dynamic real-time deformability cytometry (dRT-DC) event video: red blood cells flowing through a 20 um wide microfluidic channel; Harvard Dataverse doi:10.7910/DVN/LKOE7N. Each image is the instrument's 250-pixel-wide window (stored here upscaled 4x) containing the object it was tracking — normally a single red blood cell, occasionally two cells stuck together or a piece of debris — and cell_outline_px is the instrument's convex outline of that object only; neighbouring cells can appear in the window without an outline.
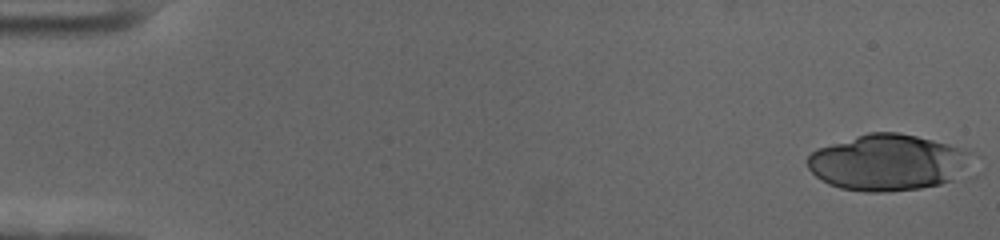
{"species": "human", "species_latin": "Homo sapiens", "temperature_condition": "cold", "stored_images_in_passage": 25, "camera_frame_rate_fps": 3000, "um_per_image_px": 0.085, "donor": {"sex": "female"}, "frame": {"image": 1, "passage_image": 1, "time_ms": 0.0, "image_size_px": [1000, 240], "cell_outline_px": [[972, 152], [952, 180], [940, 184], [920, 188], [884, 192], [864, 192], [840, 188], [828, 184], [816, 176], [808, 168], [808, 156], [816, 148], [868, 132], [896, 132], [916, 136], [948, 144]], "centroid_in_image_um": [75.35, 13.81], "position_along_channel_um": 9.7, "area_um2": 52.94}}
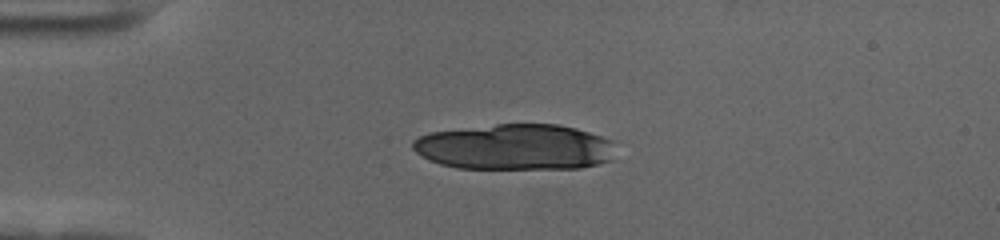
{"frame": {"image": 2, "passage_image": 14, "time_ms": 4.333, "image_size_px": [1000, 240], "cell_outline_px": [[612, 160], [580, 168], [456, 168], [440, 164], [428, 160], [416, 152], [412, 148], [412, 140], [428, 132], [496, 124], [556, 124], [576, 128], [600, 136], [608, 140]], "centroid_in_image_um": [43.67, 12.49], "position_along_channel_um": 41.3, "area_um2": 53.75}}